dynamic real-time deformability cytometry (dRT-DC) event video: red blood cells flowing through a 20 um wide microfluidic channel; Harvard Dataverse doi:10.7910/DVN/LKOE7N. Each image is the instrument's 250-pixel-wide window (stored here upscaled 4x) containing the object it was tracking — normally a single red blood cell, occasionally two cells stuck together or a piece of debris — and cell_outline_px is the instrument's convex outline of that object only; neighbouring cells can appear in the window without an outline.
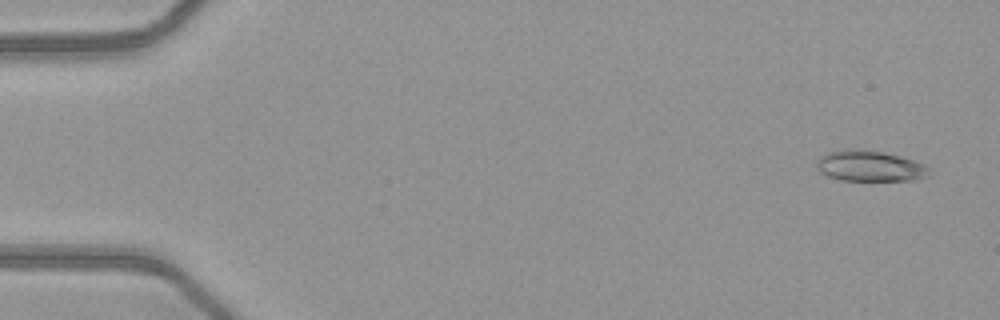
{"species": "common noctule bat (a hibernating species)", "species_latin": "Nyctalus noctula", "temperature_condition": "warm", "stored_images_in_passage": 51, "camera_frame_rate_fps": 3000, "um_per_image_px": 0.085, "animal": {"sex": "female", "body_mass_g": 21.9}, "frame": {"image": 1, "passage_image": 3, "time_ms": 0.667, "image_size_px": [1000, 320], "cell_outline_px": [[932, 176], [916, 180], [840, 180], [828, 176], [820, 172], [816, 168], [816, 160], [820, 156], [828, 152], [848, 148], [864, 148], [884, 152], [900, 156], [924, 164], [928, 168]], "centroid_in_image_um": [73.93, 14.1], "position_along_channel_um": 11.1, "area_um2": 20.58}}
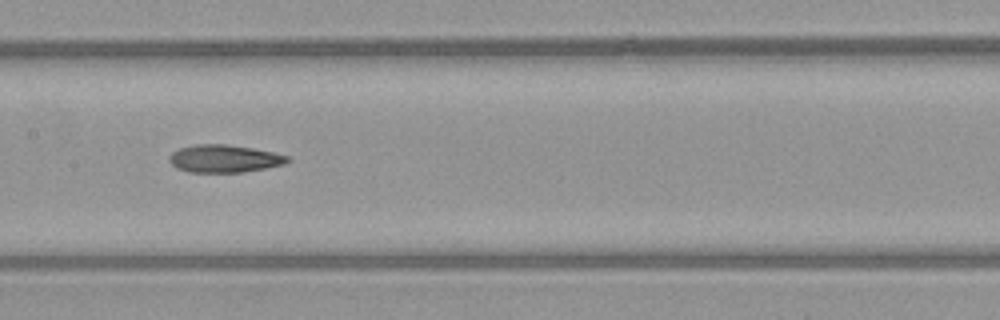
{"frame": {"image": 2, "passage_image": 26, "time_ms": 8.333, "image_size_px": [1000, 320], "cell_outline_px": [[292, 160], [284, 164], [244, 172], [188, 172], [176, 168], [168, 160], [168, 156], [172, 152], [180, 148], [196, 144], [228, 144], [252, 148], [272, 152], [288, 156]], "centroid_in_image_um": [19.04, 13.48], "position_along_channel_um": 188.4, "area_um2": 19.07}}
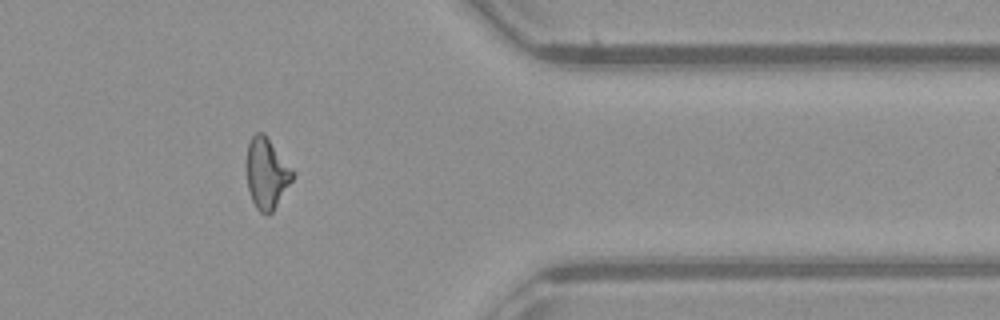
{"frame": {"image": 3, "passage_image": 42, "time_ms": 13.667, "image_size_px": [1000, 320], "cell_outline_px": [[296, 172], [292, 180], [272, 212], [268, 216], [260, 212], [256, 208], [252, 200], [248, 188], [248, 140], [256, 132], [264, 132]], "centroid_in_image_um": [22.69, 14.72], "position_along_channel_um": 388.7, "area_um2": 18.9}, "authors_computed_cell_mechanics": {"area_um2": 19.4786, "velocity_mm_per_s": 4.1056, "shape_relaxation_time_tau1_ms": null, "shape_relaxation_time_tau2_ms": 6.1157, "deformation_change_tau1": null, "deformation_change_tau2": 0.1944}}